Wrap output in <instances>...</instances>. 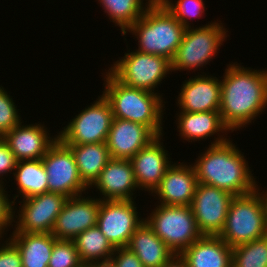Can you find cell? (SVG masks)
Here are the masks:
<instances>
[{
	"instance_id": "obj_22",
	"label": "cell",
	"mask_w": 267,
	"mask_h": 267,
	"mask_svg": "<svg viewBox=\"0 0 267 267\" xmlns=\"http://www.w3.org/2000/svg\"><path fill=\"white\" fill-rule=\"evenodd\" d=\"M180 255L188 267H232V247L219 236L203 235Z\"/></svg>"
},
{
	"instance_id": "obj_37",
	"label": "cell",
	"mask_w": 267,
	"mask_h": 267,
	"mask_svg": "<svg viewBox=\"0 0 267 267\" xmlns=\"http://www.w3.org/2000/svg\"><path fill=\"white\" fill-rule=\"evenodd\" d=\"M162 267H188L180 254H174Z\"/></svg>"
},
{
	"instance_id": "obj_11",
	"label": "cell",
	"mask_w": 267,
	"mask_h": 267,
	"mask_svg": "<svg viewBox=\"0 0 267 267\" xmlns=\"http://www.w3.org/2000/svg\"><path fill=\"white\" fill-rule=\"evenodd\" d=\"M134 200H101L97 226L114 248L127 247L145 218L139 217Z\"/></svg>"
},
{
	"instance_id": "obj_2",
	"label": "cell",
	"mask_w": 267,
	"mask_h": 267,
	"mask_svg": "<svg viewBox=\"0 0 267 267\" xmlns=\"http://www.w3.org/2000/svg\"><path fill=\"white\" fill-rule=\"evenodd\" d=\"M246 159L229 139L222 144L209 145L192 165L198 183L215 186L233 196H242L258 188Z\"/></svg>"
},
{
	"instance_id": "obj_10",
	"label": "cell",
	"mask_w": 267,
	"mask_h": 267,
	"mask_svg": "<svg viewBox=\"0 0 267 267\" xmlns=\"http://www.w3.org/2000/svg\"><path fill=\"white\" fill-rule=\"evenodd\" d=\"M42 163L48 175V192L70 198L91 190L80 178L71 149L59 138L48 148Z\"/></svg>"
},
{
	"instance_id": "obj_14",
	"label": "cell",
	"mask_w": 267,
	"mask_h": 267,
	"mask_svg": "<svg viewBox=\"0 0 267 267\" xmlns=\"http://www.w3.org/2000/svg\"><path fill=\"white\" fill-rule=\"evenodd\" d=\"M82 195L70 197L65 202L51 232L56 239L73 241L78 234L97 226L101 200Z\"/></svg>"
},
{
	"instance_id": "obj_41",
	"label": "cell",
	"mask_w": 267,
	"mask_h": 267,
	"mask_svg": "<svg viewBox=\"0 0 267 267\" xmlns=\"http://www.w3.org/2000/svg\"><path fill=\"white\" fill-rule=\"evenodd\" d=\"M80 267H88L86 264H82Z\"/></svg>"
},
{
	"instance_id": "obj_32",
	"label": "cell",
	"mask_w": 267,
	"mask_h": 267,
	"mask_svg": "<svg viewBox=\"0 0 267 267\" xmlns=\"http://www.w3.org/2000/svg\"><path fill=\"white\" fill-rule=\"evenodd\" d=\"M10 94L0 86V137L15 128L22 120Z\"/></svg>"
},
{
	"instance_id": "obj_13",
	"label": "cell",
	"mask_w": 267,
	"mask_h": 267,
	"mask_svg": "<svg viewBox=\"0 0 267 267\" xmlns=\"http://www.w3.org/2000/svg\"><path fill=\"white\" fill-rule=\"evenodd\" d=\"M233 197L223 189L198 183L190 207L202 235L218 236L221 233Z\"/></svg>"
},
{
	"instance_id": "obj_17",
	"label": "cell",
	"mask_w": 267,
	"mask_h": 267,
	"mask_svg": "<svg viewBox=\"0 0 267 267\" xmlns=\"http://www.w3.org/2000/svg\"><path fill=\"white\" fill-rule=\"evenodd\" d=\"M157 137L141 123L113 118L106 144L111 158L130 160Z\"/></svg>"
},
{
	"instance_id": "obj_28",
	"label": "cell",
	"mask_w": 267,
	"mask_h": 267,
	"mask_svg": "<svg viewBox=\"0 0 267 267\" xmlns=\"http://www.w3.org/2000/svg\"><path fill=\"white\" fill-rule=\"evenodd\" d=\"M98 0L110 22L120 27L123 34L147 10L154 0Z\"/></svg>"
},
{
	"instance_id": "obj_30",
	"label": "cell",
	"mask_w": 267,
	"mask_h": 267,
	"mask_svg": "<svg viewBox=\"0 0 267 267\" xmlns=\"http://www.w3.org/2000/svg\"><path fill=\"white\" fill-rule=\"evenodd\" d=\"M164 7L181 23L185 28H190L193 18H203L205 14L204 0H159ZM190 20V21H189Z\"/></svg>"
},
{
	"instance_id": "obj_12",
	"label": "cell",
	"mask_w": 267,
	"mask_h": 267,
	"mask_svg": "<svg viewBox=\"0 0 267 267\" xmlns=\"http://www.w3.org/2000/svg\"><path fill=\"white\" fill-rule=\"evenodd\" d=\"M68 197L46 192L19 201V210L14 215V231L26 233H51L59 213ZM16 218H18L16 220Z\"/></svg>"
},
{
	"instance_id": "obj_20",
	"label": "cell",
	"mask_w": 267,
	"mask_h": 267,
	"mask_svg": "<svg viewBox=\"0 0 267 267\" xmlns=\"http://www.w3.org/2000/svg\"><path fill=\"white\" fill-rule=\"evenodd\" d=\"M93 186L99 190L100 200H134L133 192L139 190L128 159L111 158L90 188Z\"/></svg>"
},
{
	"instance_id": "obj_16",
	"label": "cell",
	"mask_w": 267,
	"mask_h": 267,
	"mask_svg": "<svg viewBox=\"0 0 267 267\" xmlns=\"http://www.w3.org/2000/svg\"><path fill=\"white\" fill-rule=\"evenodd\" d=\"M162 138L163 135L158 136L130 159L139 190L151 194L160 185L166 171L173 163L168 151L164 149Z\"/></svg>"
},
{
	"instance_id": "obj_4",
	"label": "cell",
	"mask_w": 267,
	"mask_h": 267,
	"mask_svg": "<svg viewBox=\"0 0 267 267\" xmlns=\"http://www.w3.org/2000/svg\"><path fill=\"white\" fill-rule=\"evenodd\" d=\"M186 28L179 23L159 0H154L128 31L137 38V51L163 56L172 61L182 42Z\"/></svg>"
},
{
	"instance_id": "obj_33",
	"label": "cell",
	"mask_w": 267,
	"mask_h": 267,
	"mask_svg": "<svg viewBox=\"0 0 267 267\" xmlns=\"http://www.w3.org/2000/svg\"><path fill=\"white\" fill-rule=\"evenodd\" d=\"M5 185L0 184V231L5 235L9 226L14 222V215H16V207L11 201L10 195L5 191ZM9 197V198H8ZM15 207V209H14Z\"/></svg>"
},
{
	"instance_id": "obj_27",
	"label": "cell",
	"mask_w": 267,
	"mask_h": 267,
	"mask_svg": "<svg viewBox=\"0 0 267 267\" xmlns=\"http://www.w3.org/2000/svg\"><path fill=\"white\" fill-rule=\"evenodd\" d=\"M73 242L82 264L110 259L115 250L98 226L78 234Z\"/></svg>"
},
{
	"instance_id": "obj_21",
	"label": "cell",
	"mask_w": 267,
	"mask_h": 267,
	"mask_svg": "<svg viewBox=\"0 0 267 267\" xmlns=\"http://www.w3.org/2000/svg\"><path fill=\"white\" fill-rule=\"evenodd\" d=\"M177 129L180 137L188 142L200 141L218 134L217 138L211 142V145L225 143L230 139L226 138L230 129L223 123L219 111L206 112H178ZM225 133V134H220ZM227 133V134H226ZM226 135V136H224Z\"/></svg>"
},
{
	"instance_id": "obj_15",
	"label": "cell",
	"mask_w": 267,
	"mask_h": 267,
	"mask_svg": "<svg viewBox=\"0 0 267 267\" xmlns=\"http://www.w3.org/2000/svg\"><path fill=\"white\" fill-rule=\"evenodd\" d=\"M177 96L180 112L219 111L221 83L216 76L198 74L184 80Z\"/></svg>"
},
{
	"instance_id": "obj_6",
	"label": "cell",
	"mask_w": 267,
	"mask_h": 267,
	"mask_svg": "<svg viewBox=\"0 0 267 267\" xmlns=\"http://www.w3.org/2000/svg\"><path fill=\"white\" fill-rule=\"evenodd\" d=\"M227 32L225 25L216 20L203 26L186 28L182 42L171 61L172 72H190L198 68L200 71L212 61L213 56H217L219 47L229 36Z\"/></svg>"
},
{
	"instance_id": "obj_24",
	"label": "cell",
	"mask_w": 267,
	"mask_h": 267,
	"mask_svg": "<svg viewBox=\"0 0 267 267\" xmlns=\"http://www.w3.org/2000/svg\"><path fill=\"white\" fill-rule=\"evenodd\" d=\"M9 236L21 254L22 267H48L56 240L52 233L13 232Z\"/></svg>"
},
{
	"instance_id": "obj_9",
	"label": "cell",
	"mask_w": 267,
	"mask_h": 267,
	"mask_svg": "<svg viewBox=\"0 0 267 267\" xmlns=\"http://www.w3.org/2000/svg\"><path fill=\"white\" fill-rule=\"evenodd\" d=\"M113 120L111 105L102 95L86 106L62 128L58 138L65 145L106 142Z\"/></svg>"
},
{
	"instance_id": "obj_8",
	"label": "cell",
	"mask_w": 267,
	"mask_h": 267,
	"mask_svg": "<svg viewBox=\"0 0 267 267\" xmlns=\"http://www.w3.org/2000/svg\"><path fill=\"white\" fill-rule=\"evenodd\" d=\"M108 71L126 86L157 93L155 88L172 72L171 61L163 56L127 50Z\"/></svg>"
},
{
	"instance_id": "obj_1",
	"label": "cell",
	"mask_w": 267,
	"mask_h": 267,
	"mask_svg": "<svg viewBox=\"0 0 267 267\" xmlns=\"http://www.w3.org/2000/svg\"><path fill=\"white\" fill-rule=\"evenodd\" d=\"M219 112L230 131H237L257 119L267 108V70L229 63L220 79Z\"/></svg>"
},
{
	"instance_id": "obj_29",
	"label": "cell",
	"mask_w": 267,
	"mask_h": 267,
	"mask_svg": "<svg viewBox=\"0 0 267 267\" xmlns=\"http://www.w3.org/2000/svg\"><path fill=\"white\" fill-rule=\"evenodd\" d=\"M232 267H267V235L233 247Z\"/></svg>"
},
{
	"instance_id": "obj_25",
	"label": "cell",
	"mask_w": 267,
	"mask_h": 267,
	"mask_svg": "<svg viewBox=\"0 0 267 267\" xmlns=\"http://www.w3.org/2000/svg\"><path fill=\"white\" fill-rule=\"evenodd\" d=\"M67 146L74 155L80 178L90 189L111 159L106 142Z\"/></svg>"
},
{
	"instance_id": "obj_34",
	"label": "cell",
	"mask_w": 267,
	"mask_h": 267,
	"mask_svg": "<svg viewBox=\"0 0 267 267\" xmlns=\"http://www.w3.org/2000/svg\"><path fill=\"white\" fill-rule=\"evenodd\" d=\"M0 242V267H22V258L17 246L8 238Z\"/></svg>"
},
{
	"instance_id": "obj_3",
	"label": "cell",
	"mask_w": 267,
	"mask_h": 267,
	"mask_svg": "<svg viewBox=\"0 0 267 267\" xmlns=\"http://www.w3.org/2000/svg\"><path fill=\"white\" fill-rule=\"evenodd\" d=\"M103 96L111 105L113 118L141 123L157 136L163 135V113L166 103L162 95L122 84L109 71L103 74ZM160 94V95H159Z\"/></svg>"
},
{
	"instance_id": "obj_5",
	"label": "cell",
	"mask_w": 267,
	"mask_h": 267,
	"mask_svg": "<svg viewBox=\"0 0 267 267\" xmlns=\"http://www.w3.org/2000/svg\"><path fill=\"white\" fill-rule=\"evenodd\" d=\"M260 187L249 194L234 196L226 221L218 235L230 247L251 242L267 235V216Z\"/></svg>"
},
{
	"instance_id": "obj_39",
	"label": "cell",
	"mask_w": 267,
	"mask_h": 267,
	"mask_svg": "<svg viewBox=\"0 0 267 267\" xmlns=\"http://www.w3.org/2000/svg\"><path fill=\"white\" fill-rule=\"evenodd\" d=\"M261 193L263 195V199H264V202H265L266 216H267V190L266 191L263 190Z\"/></svg>"
},
{
	"instance_id": "obj_38",
	"label": "cell",
	"mask_w": 267,
	"mask_h": 267,
	"mask_svg": "<svg viewBox=\"0 0 267 267\" xmlns=\"http://www.w3.org/2000/svg\"><path fill=\"white\" fill-rule=\"evenodd\" d=\"M86 265L88 267H116L111 258L106 260L92 261Z\"/></svg>"
},
{
	"instance_id": "obj_31",
	"label": "cell",
	"mask_w": 267,
	"mask_h": 267,
	"mask_svg": "<svg viewBox=\"0 0 267 267\" xmlns=\"http://www.w3.org/2000/svg\"><path fill=\"white\" fill-rule=\"evenodd\" d=\"M81 265L82 262L72 240L54 241L48 267H80Z\"/></svg>"
},
{
	"instance_id": "obj_18",
	"label": "cell",
	"mask_w": 267,
	"mask_h": 267,
	"mask_svg": "<svg viewBox=\"0 0 267 267\" xmlns=\"http://www.w3.org/2000/svg\"><path fill=\"white\" fill-rule=\"evenodd\" d=\"M197 185L198 179L193 165L175 162L168 168L152 195L156 196V199L158 197V204L190 206Z\"/></svg>"
},
{
	"instance_id": "obj_7",
	"label": "cell",
	"mask_w": 267,
	"mask_h": 267,
	"mask_svg": "<svg viewBox=\"0 0 267 267\" xmlns=\"http://www.w3.org/2000/svg\"><path fill=\"white\" fill-rule=\"evenodd\" d=\"M149 214L146 223L175 254L203 236L190 206L159 204Z\"/></svg>"
},
{
	"instance_id": "obj_26",
	"label": "cell",
	"mask_w": 267,
	"mask_h": 267,
	"mask_svg": "<svg viewBox=\"0 0 267 267\" xmlns=\"http://www.w3.org/2000/svg\"><path fill=\"white\" fill-rule=\"evenodd\" d=\"M13 175L18 186V194L14 195L12 200L14 204L19 196L26 199L48 192V175L42 159L18 161Z\"/></svg>"
},
{
	"instance_id": "obj_36",
	"label": "cell",
	"mask_w": 267,
	"mask_h": 267,
	"mask_svg": "<svg viewBox=\"0 0 267 267\" xmlns=\"http://www.w3.org/2000/svg\"><path fill=\"white\" fill-rule=\"evenodd\" d=\"M111 259L116 267H144L136 254L127 247L115 248Z\"/></svg>"
},
{
	"instance_id": "obj_23",
	"label": "cell",
	"mask_w": 267,
	"mask_h": 267,
	"mask_svg": "<svg viewBox=\"0 0 267 267\" xmlns=\"http://www.w3.org/2000/svg\"><path fill=\"white\" fill-rule=\"evenodd\" d=\"M127 248L136 254L144 267H162L175 254L145 220L132 234Z\"/></svg>"
},
{
	"instance_id": "obj_19",
	"label": "cell",
	"mask_w": 267,
	"mask_h": 267,
	"mask_svg": "<svg viewBox=\"0 0 267 267\" xmlns=\"http://www.w3.org/2000/svg\"><path fill=\"white\" fill-rule=\"evenodd\" d=\"M7 132L2 138L18 161L42 159L48 148L58 139V135L50 136L48 128L41 123L22 124Z\"/></svg>"
},
{
	"instance_id": "obj_35",
	"label": "cell",
	"mask_w": 267,
	"mask_h": 267,
	"mask_svg": "<svg viewBox=\"0 0 267 267\" xmlns=\"http://www.w3.org/2000/svg\"><path fill=\"white\" fill-rule=\"evenodd\" d=\"M18 160L14 156V153L10 150L7 142L0 137V184L4 185L5 175L8 173L14 174ZM4 176V178H3ZM4 181H3V180Z\"/></svg>"
},
{
	"instance_id": "obj_40",
	"label": "cell",
	"mask_w": 267,
	"mask_h": 267,
	"mask_svg": "<svg viewBox=\"0 0 267 267\" xmlns=\"http://www.w3.org/2000/svg\"><path fill=\"white\" fill-rule=\"evenodd\" d=\"M4 234L0 231V240H2Z\"/></svg>"
}]
</instances>
